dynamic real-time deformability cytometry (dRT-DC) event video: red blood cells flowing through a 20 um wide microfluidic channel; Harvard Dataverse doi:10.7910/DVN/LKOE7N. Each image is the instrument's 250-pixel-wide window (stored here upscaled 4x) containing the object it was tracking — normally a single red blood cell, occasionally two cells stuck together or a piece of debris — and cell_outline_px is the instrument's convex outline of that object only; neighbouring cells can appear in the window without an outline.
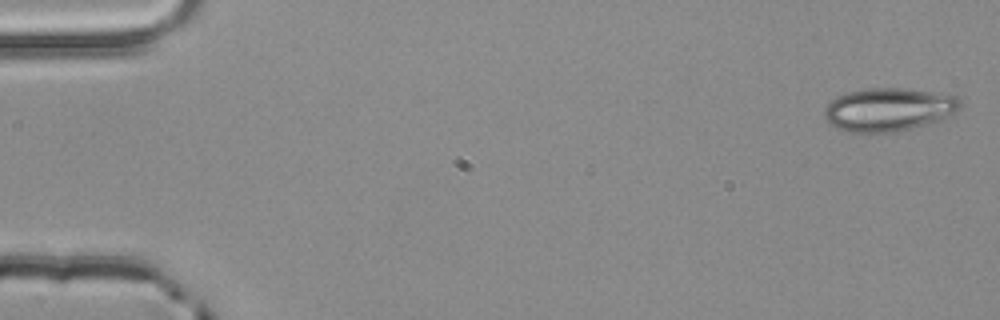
{"species": "common noctule bat (a hibernating species)", "species_latin": "Nyctalus noctula", "temperature_condition": "room temperature", "stored_images_in_passage": 3, "camera_frame_rate_fps": 3000, "um_per_image_px": 0.085, "animal": {"sex": "male", "body_mass_g": 20.4}, "frame": {"image": 1, "passage_image": 3, "time_ms": 0.667, "image_size_px": [1000, 320], "cell_outline_px": [[964, 104], [960, 108], [940, 120], [912, 128], [888, 132], [848, 132], [836, 128], [824, 120], [824, 108], [836, 96], [848, 92], [864, 88], [904, 88], [932, 92], [956, 96]], "centroid_in_image_um": [75.49, 9.3], "position_along_channel_um": 9.5, "area_um2": 34.22}}